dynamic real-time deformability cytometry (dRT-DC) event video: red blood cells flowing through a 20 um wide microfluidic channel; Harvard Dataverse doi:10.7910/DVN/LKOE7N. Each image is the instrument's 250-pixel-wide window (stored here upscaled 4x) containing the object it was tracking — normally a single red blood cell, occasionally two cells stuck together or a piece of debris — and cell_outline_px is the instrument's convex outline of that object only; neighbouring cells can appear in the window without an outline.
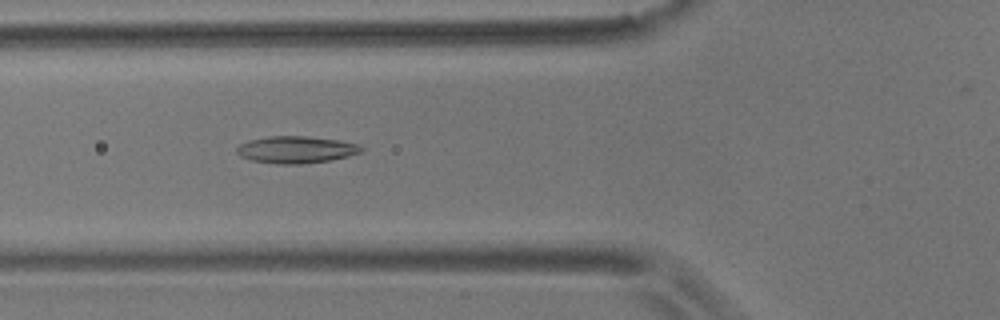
{"species": "common noctule bat (a hibernating species)", "species_latin": "Nyctalus noctula", "temperature_condition": "room temperature", "stored_images_in_passage": 56, "camera_frame_rate_fps": 3000, "um_per_image_px": 0.085, "animal": {"sex": "male", "body_mass_g": 17.9}, "frame": {"image": 1, "passage_image": 20, "time_ms": 6.333, "image_size_px": [1000, 320], "cell_outline_px": [[364, 148], [360, 152], [348, 156], [332, 160], [300, 164], [276, 164], [252, 160], [240, 156], [236, 152], [236, 148], [240, 144], [248, 140], [268, 136], [308, 136], [340, 140], [360, 144]], "centroid_in_image_um": [25.18, 12.71], "position_along_channel_um": 100.6, "area_um2": 19.77}}
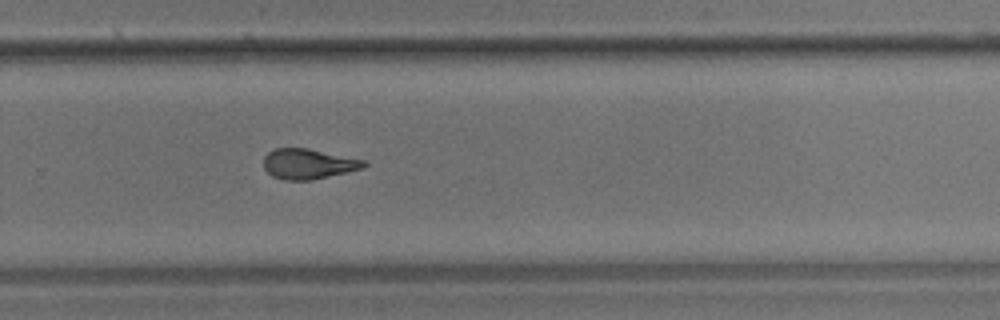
{"frame": {"image": 2, "passage_image": 37, "time_ms": 12.0, "image_size_px": [1000, 320], "cell_outline_px": [[368, 164], [364, 168], [348, 172], [308, 180], [284, 180], [272, 176], [264, 168], [264, 156], [268, 152], [276, 148], [308, 148], [368, 160]], "centroid_in_image_um": [26.25, 13.92], "position_along_channel_um": 303.6, "area_um2": 17.8}}
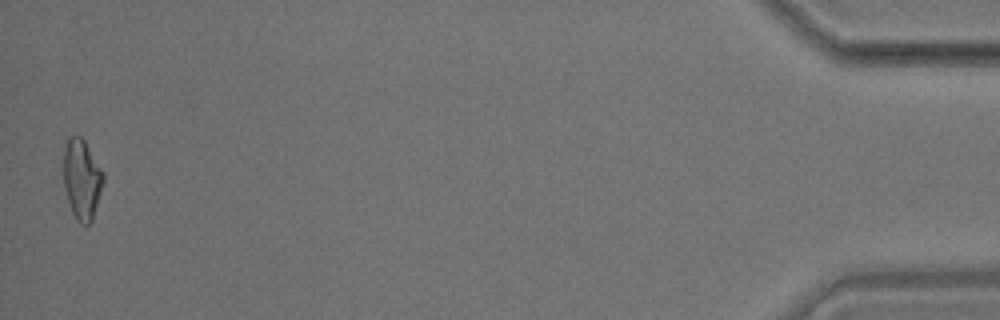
{"frame": {"image": 3, "passage_image": 55, "time_ms": 18.0, "image_size_px": [1000, 320], "cell_outline_px": [[104, 180], [92, 220], [88, 224], [80, 224], [76, 220], [72, 212], [64, 188], [64, 148], [68, 136], [80, 136], [84, 140], [104, 172]], "centroid_in_image_um": [6.95, 15.22], "position_along_channel_um": 428.2, "area_um2": 18.5}, "authors_computed_cell_mechanics": {"area_um2": 18.5827, "velocity_mm_per_s": 3.5796, "shape_relaxation_time_tau1_ms": 7.5236, "shape_relaxation_time_tau2_ms": 2.7036, "deformation_change_tau1": 0.2008, "deformation_change_tau2": 0.1169}}